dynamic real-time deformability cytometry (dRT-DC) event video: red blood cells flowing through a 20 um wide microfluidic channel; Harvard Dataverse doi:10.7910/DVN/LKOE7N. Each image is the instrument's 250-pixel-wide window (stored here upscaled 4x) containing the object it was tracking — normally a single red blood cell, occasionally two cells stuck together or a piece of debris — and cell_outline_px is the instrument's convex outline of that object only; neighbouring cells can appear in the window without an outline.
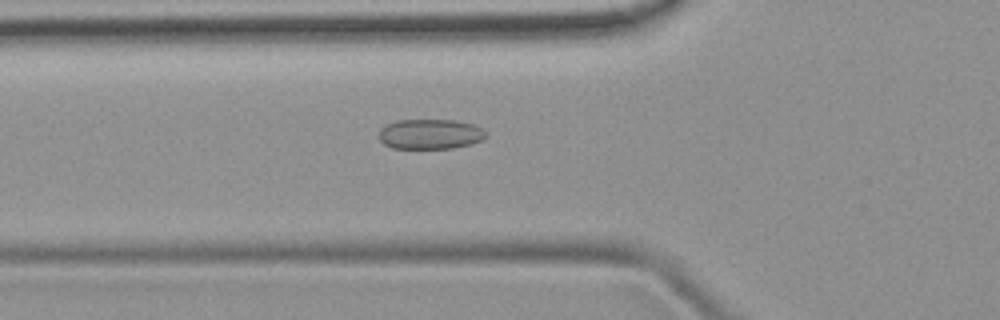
{"species": "common noctule bat (a hibernating species)", "species_latin": "Nyctalus noctula", "temperature_condition": "room temperature", "stored_images_in_passage": 38, "camera_frame_rate_fps": 3000, "um_per_image_px": 0.085, "animal": {"sex": "female", "body_mass_g": 19.9}, "frame": {"image": 1, "passage_image": 7, "time_ms": 2.0, "image_size_px": [1000, 320], "cell_outline_px": [[488, 136], [472, 144], [452, 148], [392, 148], [384, 144], [380, 140], [380, 128], [384, 124], [396, 120], [456, 120], [472, 124], [488, 132]], "centroid_in_image_um": [36.56, 11.39], "position_along_channel_um": 89.2, "area_um2": 18.84}}
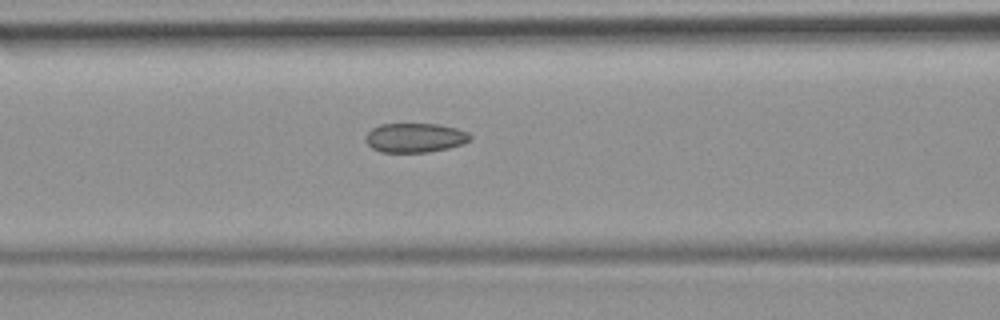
{"frame": {"image": 2, "passage_image": 10, "time_ms": 3.0, "image_size_px": [1000, 320], "cell_outline_px": [[472, 140], [464, 144], [448, 148], [428, 152], [380, 152], [372, 148], [368, 144], [368, 132], [372, 128], [380, 124], [440, 124], [456, 128], [468, 132], [472, 136]], "centroid_in_image_um": [35.34, 11.71], "position_along_channel_um": 131.3, "area_um2": 17.86}}
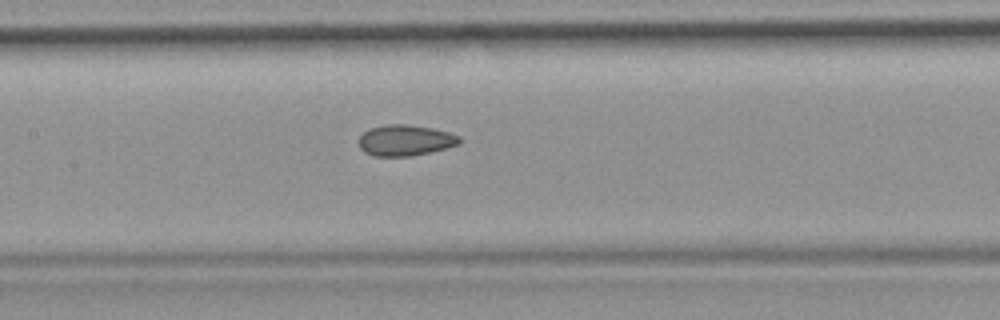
{"frame": {"image": 3, "passage_image": 13, "time_ms": 4.0, "image_size_px": [1000, 320], "cell_outline_px": [[460, 144], [412, 156], [372, 156], [364, 152], [360, 148], [360, 136], [364, 132], [372, 128], [388, 124], [408, 124], [432, 128], [448, 132], [460, 136]], "centroid_in_image_um": [34.44, 11.93], "position_along_channel_um": 173.0, "area_um2": 17.98}}